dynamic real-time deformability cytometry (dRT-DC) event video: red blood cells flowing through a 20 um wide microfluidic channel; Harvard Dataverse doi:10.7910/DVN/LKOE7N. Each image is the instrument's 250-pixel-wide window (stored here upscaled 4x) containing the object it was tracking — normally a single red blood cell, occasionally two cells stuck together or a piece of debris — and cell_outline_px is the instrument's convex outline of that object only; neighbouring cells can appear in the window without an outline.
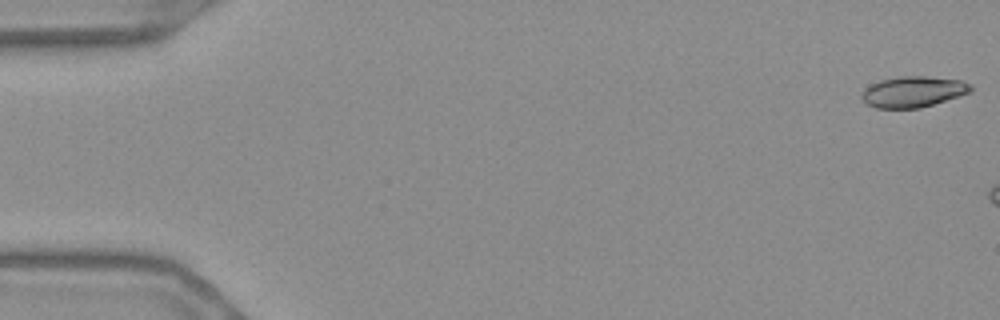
{"species": "Egyptian fruit bat (a non-hibernating species)", "species_latin": "Rousettus aegyptiacus", "temperature_condition": "warm", "stored_images_in_passage": 9, "camera_frame_rate_fps": 3000, "um_per_image_px": 0.085, "frame": {"image": 1, "passage_image": 1, "time_ms": 0.0, "image_size_px": [1000, 320], "cell_outline_px": [[972, 92], [960, 96], [920, 108], [876, 108], [868, 104], [860, 96], [872, 84], [880, 80], [900, 76], [924, 76], [960, 80], [972, 84]], "centroid_in_image_um": [77.67, 7.8], "position_along_channel_um": 7.3, "area_um2": 19.48}}